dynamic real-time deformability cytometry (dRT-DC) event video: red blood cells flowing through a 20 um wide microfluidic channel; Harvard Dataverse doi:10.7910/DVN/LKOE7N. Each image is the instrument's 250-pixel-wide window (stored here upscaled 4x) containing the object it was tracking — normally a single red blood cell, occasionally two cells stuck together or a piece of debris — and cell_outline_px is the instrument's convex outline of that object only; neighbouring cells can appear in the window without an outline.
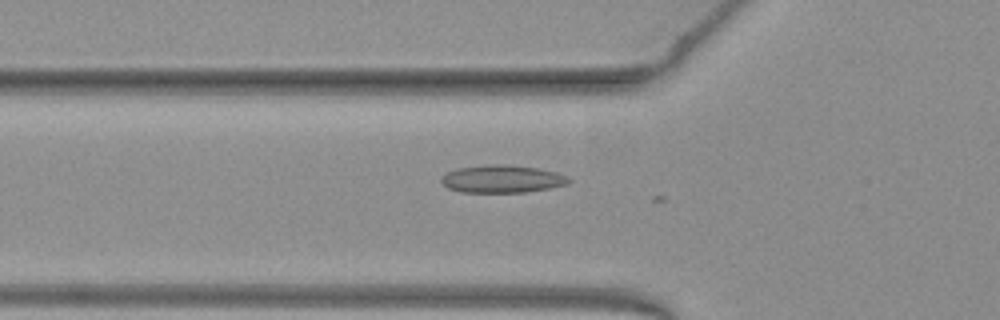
{"species": "common noctule bat (a hibernating species)", "species_latin": "Nyctalus noctula", "temperature_condition": "warm", "stored_images_in_passage": 19, "camera_frame_rate_fps": 3000, "um_per_image_px": 0.085, "animal": {"sex": "female", "body_mass_g": 19.3, "forearm_length_mm": 54.1}, "frame": {"image": 1, "passage_image": 18, "time_ms": 5.667, "image_size_px": [1000, 320], "cell_outline_px": [[572, 180], [568, 184], [548, 188], [524, 192], [460, 192], [448, 188], [440, 180], [440, 176], [456, 168], [496, 164], [504, 164], [536, 168], [556, 172], [568, 176]], "centroid_in_image_um": [42.67, 15.21], "position_along_channel_um": 83.1, "area_um2": 20.46}}